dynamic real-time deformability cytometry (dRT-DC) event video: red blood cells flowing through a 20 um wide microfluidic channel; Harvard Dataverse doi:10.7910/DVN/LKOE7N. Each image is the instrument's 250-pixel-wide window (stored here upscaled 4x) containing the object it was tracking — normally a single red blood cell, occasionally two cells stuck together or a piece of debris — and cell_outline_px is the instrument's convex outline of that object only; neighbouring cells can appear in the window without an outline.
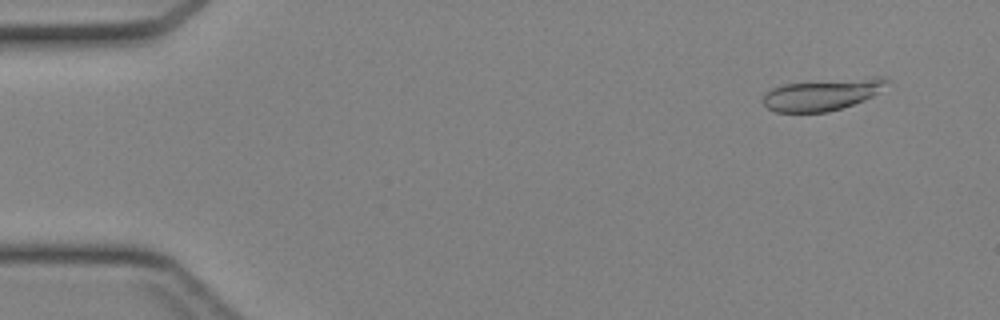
{"species": "Egyptian fruit bat (a non-hibernating species)", "species_latin": "Rousettus aegyptiacus", "temperature_condition": "cold", "stored_images_in_passage": 45, "camera_frame_rate_fps": 3000, "um_per_image_px": 0.085, "animal": {"sex": "female"}, "frame": {"image": 1, "passage_image": 4, "time_ms": 1.0, "image_size_px": [1000, 320], "cell_outline_px": [[888, 80], [872, 96], [864, 100], [828, 112], [776, 112], [768, 108], [764, 104], [764, 92], [772, 88], [784, 84], [872, 76], [880, 76]], "centroid_in_image_um": [69.85, 8.03], "position_along_channel_um": 15.2, "area_um2": 22.48}}
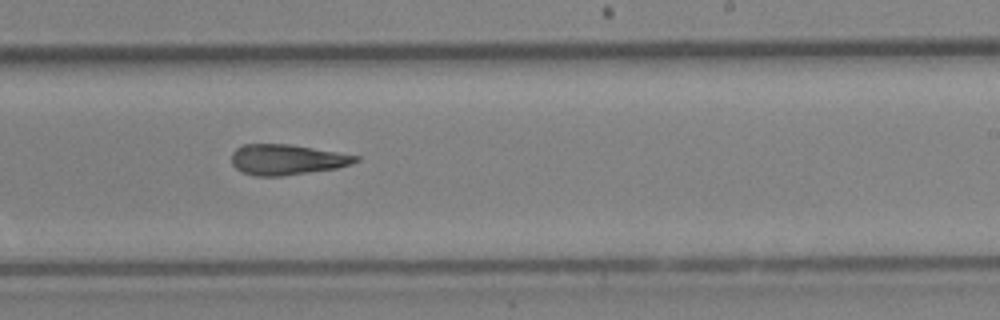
{"frame": {"image": 2, "passage_image": 28, "time_ms": 9.0, "image_size_px": [1000, 320], "cell_outline_px": [[360, 160], [352, 164], [336, 168], [280, 176], [256, 176], [240, 172], [232, 164], [232, 152], [236, 148], [244, 144], [292, 144], [360, 156]], "centroid_in_image_um": [24.37, 13.56], "position_along_channel_um": 264.6, "area_um2": 22.08}}
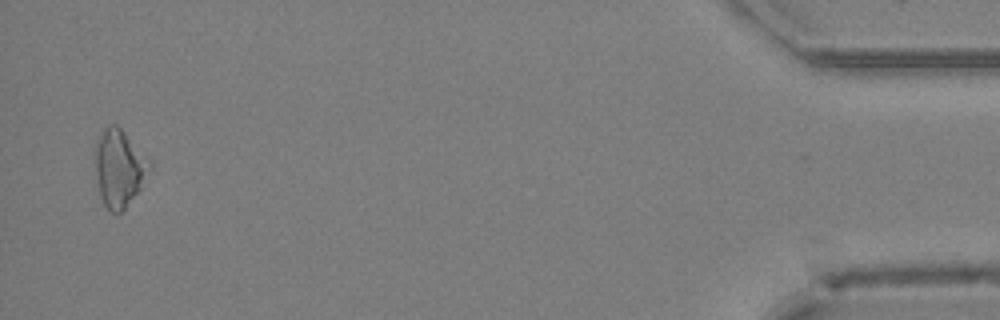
{"frame": {"image": 3, "passage_image": 44, "time_ms": 14.333, "image_size_px": [1000, 320], "cell_outline_px": [[152, 168], [140, 188], [124, 208], [120, 212], [112, 212], [104, 204], [100, 196], [96, 176], [96, 140], [104, 128], [108, 124], [116, 124], [152, 160]], "centroid_in_image_um": [10.15, 14.25], "position_along_channel_um": 425.0, "area_um2": 24.33}}